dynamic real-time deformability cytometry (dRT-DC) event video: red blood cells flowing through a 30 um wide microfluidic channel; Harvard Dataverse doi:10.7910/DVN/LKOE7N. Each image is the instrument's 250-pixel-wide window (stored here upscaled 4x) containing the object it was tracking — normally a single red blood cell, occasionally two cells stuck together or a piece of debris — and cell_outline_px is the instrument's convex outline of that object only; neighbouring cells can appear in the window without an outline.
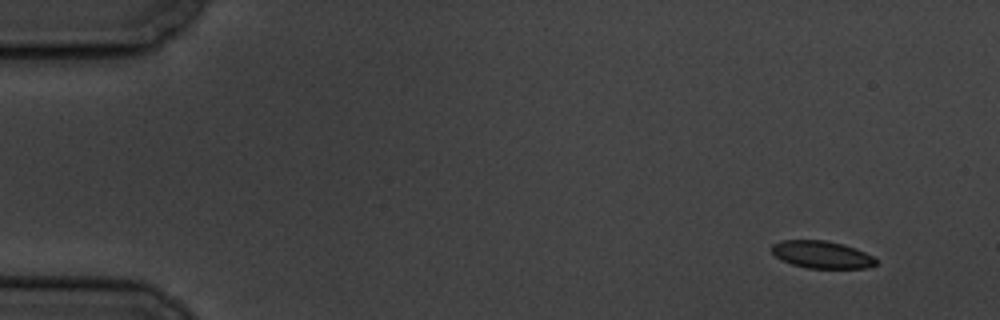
{"species": "common noctule bat (a hibernating species)", "species_latin": "Nyctalus noctula", "temperature_condition": "cold", "stored_images_in_passage": 6, "camera_frame_rate_fps": 3000, "um_per_image_px": 0.085, "animal": {"sex": "male", "body_mass_g": 19.5, "forearm_length_mm": 54.6}, "frame": {"image": 1, "passage_image": 1, "time_ms": 0.0, "image_size_px": [1000, 320], "cell_outline_px": [[876, 264], [868, 268], [808, 268], [792, 264], [780, 260], [772, 252], [772, 244], [780, 240], [828, 240], [844, 244], [856, 248], [872, 256], [876, 260]], "centroid_in_image_um": [69.84, 21.63], "position_along_channel_um": 15.2, "area_um2": 16.7}}
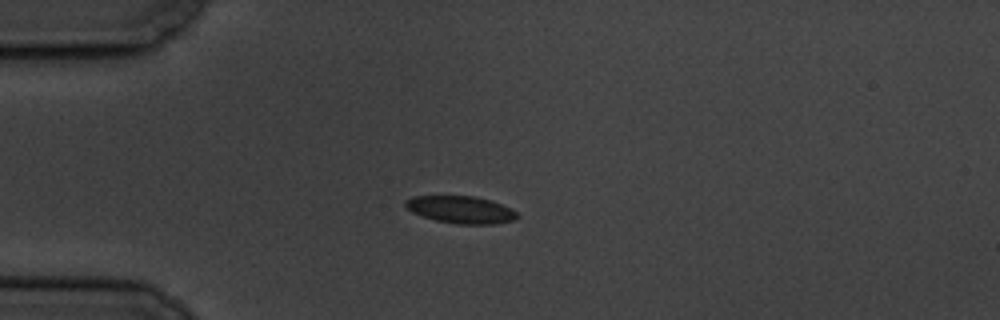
{"frame": {"image": 2, "passage_image": 4, "time_ms": 3.667, "image_size_px": [1000, 320], "cell_outline_px": [[520, 216], [516, 220], [496, 224], [456, 224], [436, 220], [412, 212], [404, 204], [404, 200], [412, 196], [476, 196], [492, 200], [512, 208]], "centroid_in_image_um": [39.22, 17.82], "position_along_channel_um": 45.8, "area_um2": 17.98}}
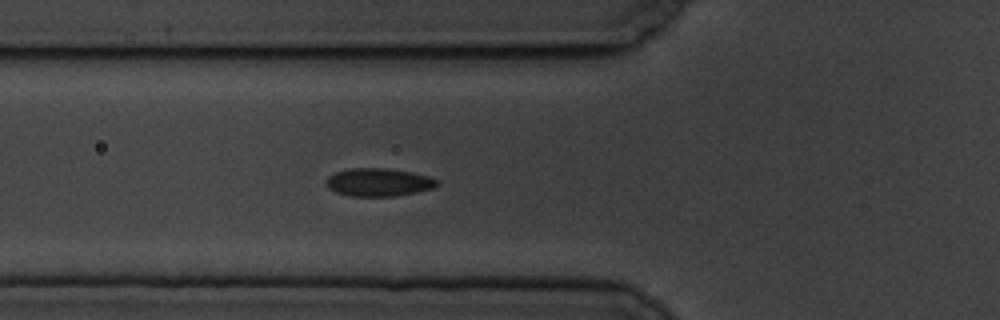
{"frame": {"image": 3, "passage_image": 6, "time_ms": 5.667, "image_size_px": [1000, 320], "cell_outline_px": [[440, 184], [432, 188], [416, 192], [396, 196], [352, 196], [336, 192], [328, 188], [328, 176], [336, 172], [348, 168], [388, 168], [412, 172], [428, 176], [440, 180]], "centroid_in_image_um": [32.23, 15.48], "position_along_channel_um": 93.6, "area_um2": 18.09}}